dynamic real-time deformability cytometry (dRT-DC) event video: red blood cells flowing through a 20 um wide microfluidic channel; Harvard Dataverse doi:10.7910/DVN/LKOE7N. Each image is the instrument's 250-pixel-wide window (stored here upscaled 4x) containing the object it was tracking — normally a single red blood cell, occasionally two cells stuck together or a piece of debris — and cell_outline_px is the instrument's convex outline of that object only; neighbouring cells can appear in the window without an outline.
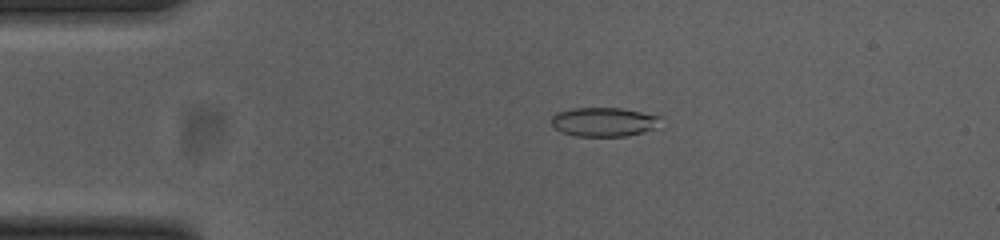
{"species": "common noctule bat (a hibernating species)", "species_latin": "Nyctalus noctula", "temperature_condition": "cold", "stored_images_in_passage": 54, "camera_frame_rate_fps": 3000, "um_per_image_px": 0.085, "animal": {"sex": "female", "body_mass_g": 23.0, "forearm_length_mm": 53.4}, "frame": {"image": 1, "passage_image": 11, "time_ms": 3.333, "image_size_px": [1000, 240], "cell_outline_px": [[664, 128], [628, 136], [576, 136], [564, 132], [556, 128], [552, 124], [552, 116], [556, 112], [572, 108], [620, 108], [664, 116]], "centroid_in_image_um": [51.51, 10.37], "position_along_channel_um": 33.5, "area_um2": 19.13}}
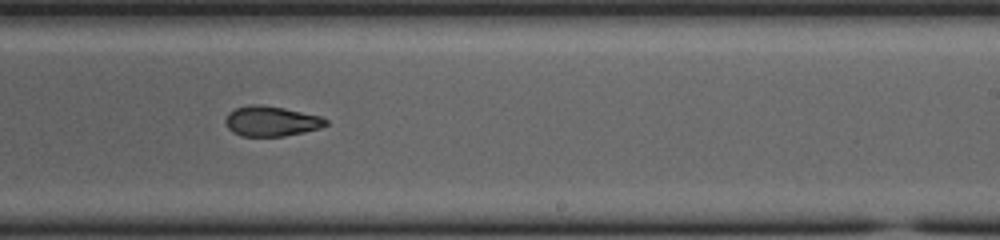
{"frame": {"image": 2, "passage_image": 33, "time_ms": 10.667, "image_size_px": [1000, 240], "cell_outline_px": [[328, 124], [320, 128], [304, 132], [284, 136], [240, 136], [232, 132], [228, 128], [224, 120], [228, 112], [236, 108], [248, 104], [260, 104], [284, 108], [320, 116], [328, 120]], "centroid_in_image_um": [23.03, 10.3], "position_along_channel_um": 266.0, "area_um2": 17.74}}
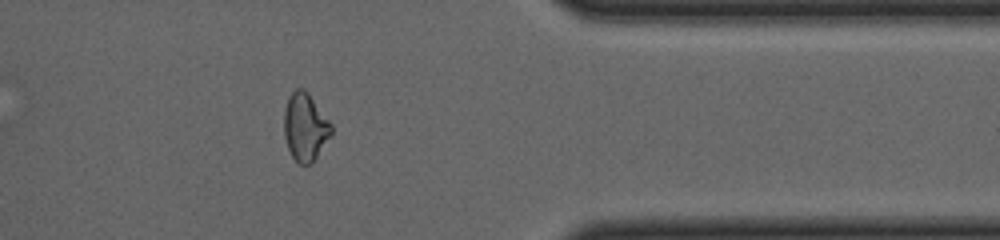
{"frame": {"image": 3, "passage_image": 44, "time_ms": 14.333, "image_size_px": [1000, 240], "cell_outline_px": [[332, 136], [312, 164], [300, 164], [292, 156], [288, 148], [284, 136], [284, 108], [288, 96], [296, 88], [304, 88], [332, 124]], "centroid_in_image_um": [25.95, 10.8], "position_along_channel_um": 385.5, "area_um2": 18.84}, "authors_computed_cell_mechanics": {"area_um2": 18.6694, "velocity_mm_per_s": 3.7226, "shape_relaxation_time_tau1_ms": null, "shape_relaxation_time_tau2_ms": 2.7763, "deformation_change_tau1": null, "deformation_change_tau2": 0.0886}}